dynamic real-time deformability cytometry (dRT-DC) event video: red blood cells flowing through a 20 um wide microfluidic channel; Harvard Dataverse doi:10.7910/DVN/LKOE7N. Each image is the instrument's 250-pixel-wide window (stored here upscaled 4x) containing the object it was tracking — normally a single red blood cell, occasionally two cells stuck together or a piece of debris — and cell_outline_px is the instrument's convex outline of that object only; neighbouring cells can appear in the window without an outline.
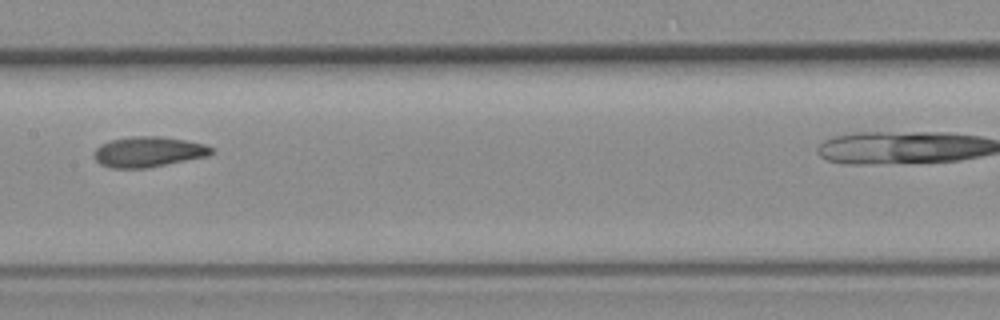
{"species": "common noctule bat (a hibernating species)", "species_latin": "Nyctalus noctula", "temperature_condition": "room temperature", "stored_images_in_passage": 8, "camera_frame_rate_fps": 3000, "um_per_image_px": 0.085, "animal": {"sex": "female", "body_mass_g": 19.3, "forearm_length_mm": 54.1}, "frame": {"image": 1, "passage_image": 7, "time_ms": 7.667, "image_size_px": [1000, 320], "cell_outline_px": [[212, 152], [208, 156], [148, 168], [112, 168], [100, 164], [92, 156], [92, 152], [100, 144], [112, 140], [132, 136], [156, 136], [184, 140], [204, 144], [212, 148]], "centroid_in_image_um": [12.56, 12.91], "position_along_channel_um": 194.8, "area_um2": 20.75}}